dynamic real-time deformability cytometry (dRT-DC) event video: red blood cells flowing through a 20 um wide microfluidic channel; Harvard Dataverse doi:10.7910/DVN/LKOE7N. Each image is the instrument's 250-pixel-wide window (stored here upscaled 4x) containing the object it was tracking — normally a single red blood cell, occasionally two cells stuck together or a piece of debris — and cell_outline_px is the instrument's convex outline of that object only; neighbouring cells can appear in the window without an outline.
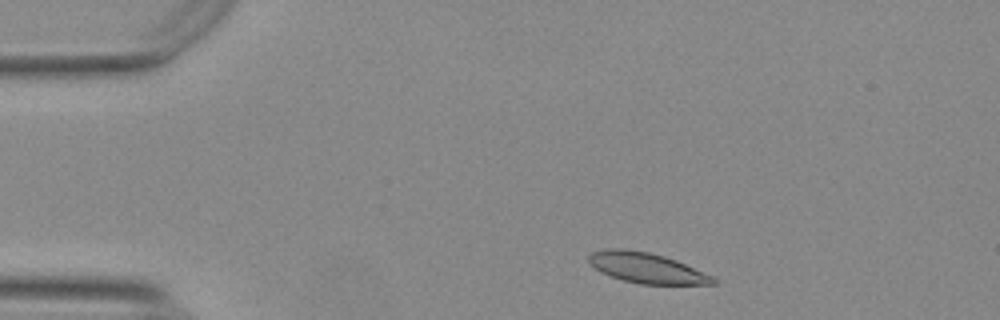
{"species": "Egyptian fruit bat (a non-hibernating species)", "species_latin": "Rousettus aegyptiacus", "temperature_condition": "warm", "stored_images_in_passage": 49, "camera_frame_rate_fps": 3000, "um_per_image_px": 0.085, "animal": {"sex": "female"}, "frame": {"image": 1, "passage_image": 4, "time_ms": 1.0, "image_size_px": [1000, 320], "cell_outline_px": [[716, 284], [640, 284], [624, 280], [600, 272], [588, 260], [588, 256], [592, 252], [608, 248], [624, 248], [648, 252], [664, 256], [676, 260], [712, 276], [716, 280]], "centroid_in_image_um": [54.94, 22.76], "position_along_channel_um": 30.1, "area_um2": 21.73}}
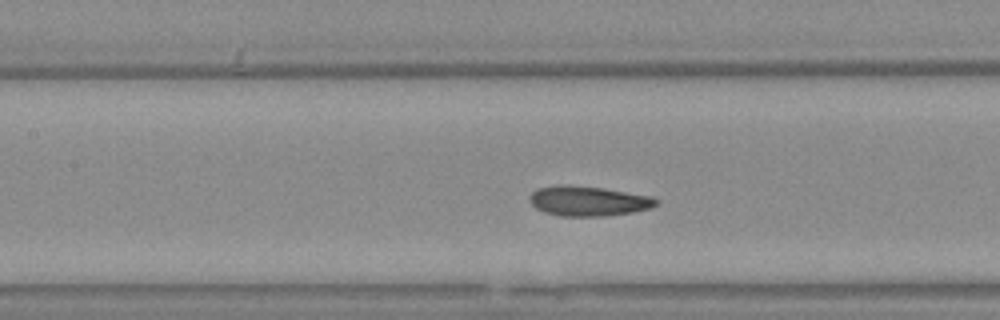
{"frame": {"image": 2, "passage_image": 19, "time_ms": 6.0, "image_size_px": [1000, 320], "cell_outline_px": [[660, 204], [652, 208], [632, 212], [604, 216], [560, 216], [544, 212], [536, 208], [528, 200], [528, 196], [536, 188], [556, 184], [568, 184], [604, 188], [652, 196], [660, 200]], "centroid_in_image_um": [50.01, 17.07], "position_along_channel_um": 157.4, "area_um2": 22.54}}
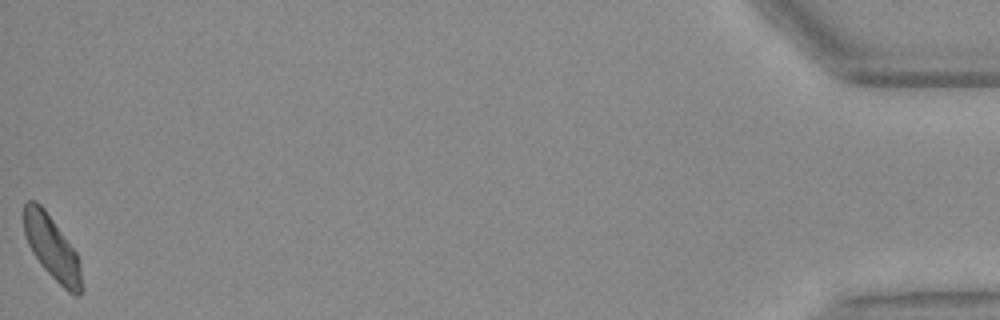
{"frame": {"image": 3, "passage_image": 49, "time_ms": 16.0, "image_size_px": [1000, 320], "cell_outline_px": [[84, 288], [80, 296], [76, 296], [68, 292], [40, 264], [32, 252], [28, 244], [24, 232], [24, 204], [28, 200], [36, 200], [44, 208], [76, 252], [80, 264]], "centroid_in_image_um": [4.44, 21.09], "position_along_channel_um": 430.8, "area_um2": 21.39}, "authors_computed_cell_mechanics": {"area_um2": 21.675, "velocity_mm_per_s": 3.7226, "shape_relaxation_time_tau1_ms": 4.3133, "shape_relaxation_time_tau2_ms": 1.5187, "deformation_change_tau1": 0.1056, "deformation_change_tau2": 0.0654}}